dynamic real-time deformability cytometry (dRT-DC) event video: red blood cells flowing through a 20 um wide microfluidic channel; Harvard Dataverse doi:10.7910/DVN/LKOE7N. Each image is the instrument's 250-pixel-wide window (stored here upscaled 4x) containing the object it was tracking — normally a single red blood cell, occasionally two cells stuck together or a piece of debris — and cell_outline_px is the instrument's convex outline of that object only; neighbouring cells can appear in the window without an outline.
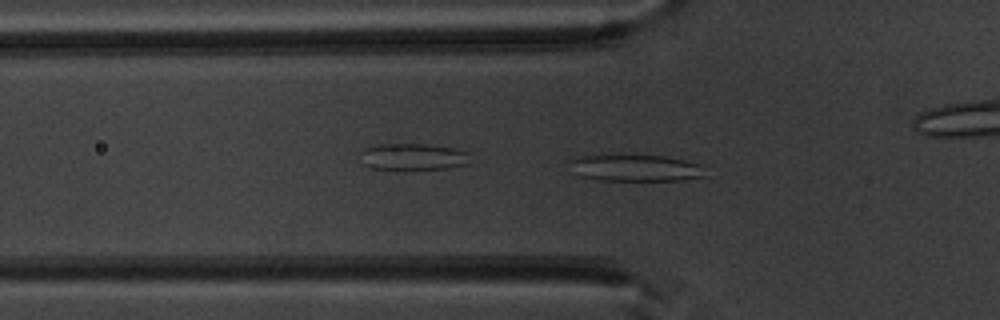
{"species": "common noctule bat (a hibernating species)", "species_latin": "Nyctalus noctula", "temperature_condition": "warm", "stored_images_in_passage": 52, "camera_frame_rate_fps": 3000, "um_per_image_px": 0.085, "animal": {"sex": "male", "body_mass_g": 20.1, "forearm_length_mm": 53.5}, "frame": {"image": 1, "passage_image": 17, "time_ms": 5.333, "image_size_px": [1000, 320], "cell_outline_px": [[704, 176], [684, 180], [600, 180], [580, 176], [568, 160], [572, 156], [620, 152], [668, 156], [700, 164]], "centroid_in_image_um": [53.94, 14.21], "position_along_channel_um": 71.9, "area_um2": 21.96}}
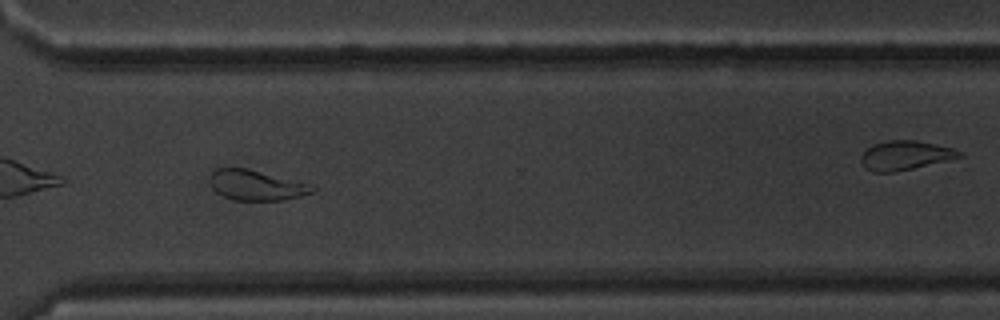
{"frame": {"image": 2, "passage_image": 38, "time_ms": 12.333, "image_size_px": [1000, 320], "cell_outline_px": [[316, 188], [312, 192], [300, 196], [280, 200], [236, 200], [224, 196], [216, 192], [212, 188], [208, 176], [216, 168], [244, 168], [316, 184]], "centroid_in_image_um": [21.81, 15.73], "position_along_channel_um": 348.8, "area_um2": 18.15}}
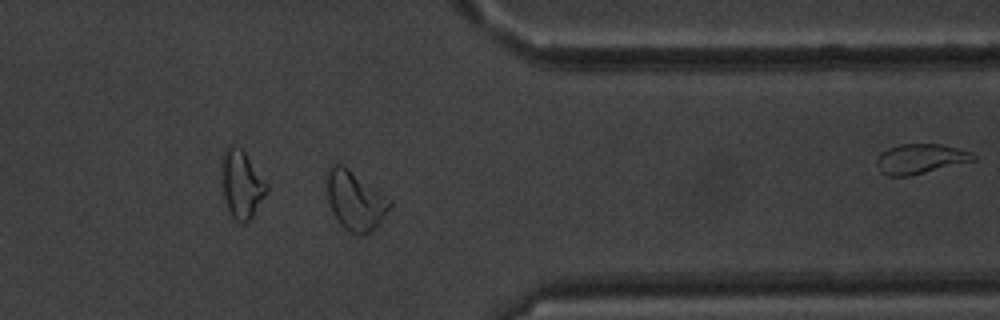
{"frame": {"image": 3, "passage_image": 41, "time_ms": 13.333, "image_size_px": [1000, 320], "cell_outline_px": [[392, 204], [380, 224], [368, 232], [360, 236], [356, 236], [348, 232], [340, 224], [332, 212], [328, 200], [328, 168], [332, 164], [340, 164], [348, 168], [392, 200]], "centroid_in_image_um": [30.21, 17.08], "position_along_channel_um": 381.2, "area_um2": 21.56}, "authors_computed_cell_mechanics": {"area_um2": 22.1374, "velocity_mm_per_s": 3.9541, "shape_relaxation_time_tau1_ms": 6.7545, "shape_relaxation_time_tau2_ms": 1.9547, "deformation_change_tau1": 0.1773, "deformation_change_tau2": 0.0665}}